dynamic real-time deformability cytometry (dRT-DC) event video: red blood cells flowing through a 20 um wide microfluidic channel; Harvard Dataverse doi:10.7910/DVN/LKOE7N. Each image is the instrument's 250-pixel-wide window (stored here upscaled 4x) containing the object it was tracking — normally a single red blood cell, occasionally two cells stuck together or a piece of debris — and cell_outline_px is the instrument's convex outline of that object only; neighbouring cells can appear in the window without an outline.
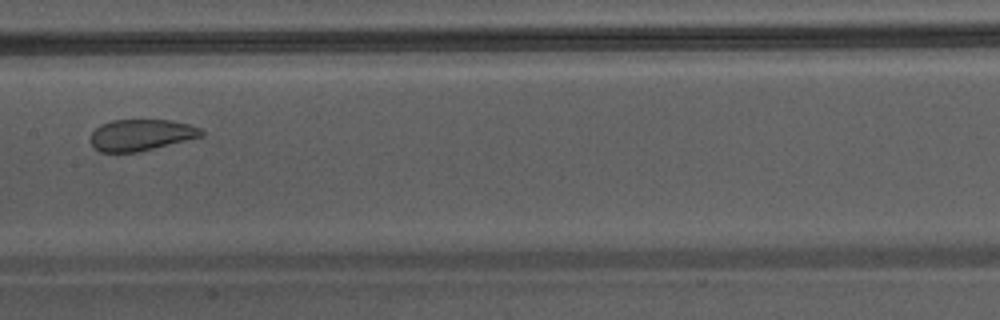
{"species": "Egyptian fruit bat (a non-hibernating species)", "species_latin": "Rousettus aegyptiacus", "temperature_condition": "warm", "stored_images_in_passage": 33, "camera_frame_rate_fps": 3000, "um_per_image_px": 0.085, "animal": {"sex": "male"}, "frame": {"image": 1, "passage_image": 15, "time_ms": 4.667, "image_size_px": [1000, 320], "cell_outline_px": [[204, 136], [136, 152], [100, 152], [92, 148], [88, 140], [92, 132], [100, 124], [112, 120], [168, 120], [188, 124], [200, 128], [204, 132]], "centroid_in_image_um": [11.93, 11.47], "position_along_channel_um": 195.5, "area_um2": 20.35}}
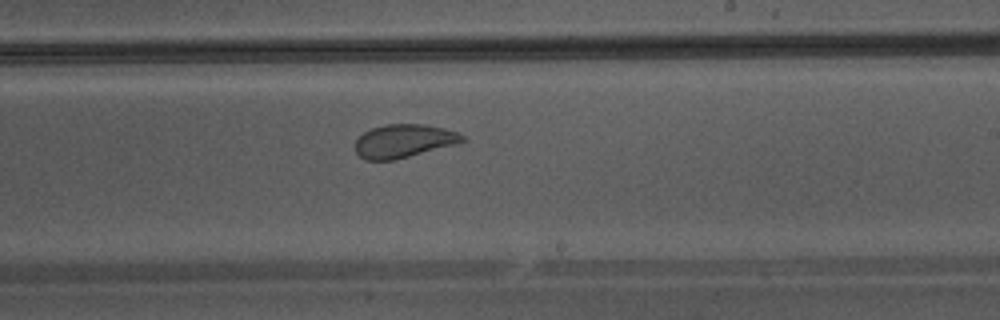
{"frame": {"image": 2, "passage_image": 19, "time_ms": 6.0, "image_size_px": [1000, 320], "cell_outline_px": [[464, 140], [460, 144], [396, 160], [364, 160], [356, 152], [356, 140], [364, 132], [372, 128], [384, 124], [424, 124], [444, 128], [456, 132], [464, 136]], "centroid_in_image_um": [34.35, 11.99], "position_along_channel_um": 254.7, "area_um2": 21.04}}